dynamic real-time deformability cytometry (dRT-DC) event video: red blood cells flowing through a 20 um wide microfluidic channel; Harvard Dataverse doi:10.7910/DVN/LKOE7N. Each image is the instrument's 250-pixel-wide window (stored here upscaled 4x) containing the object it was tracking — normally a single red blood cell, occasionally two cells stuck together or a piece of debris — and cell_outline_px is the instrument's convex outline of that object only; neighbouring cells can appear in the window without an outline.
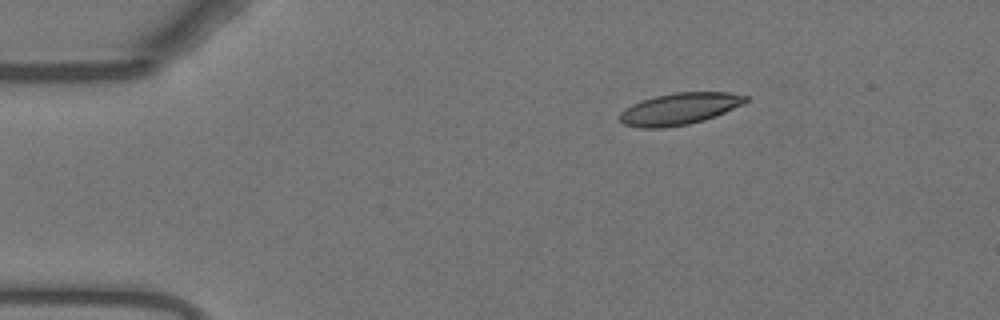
{"species": "Egyptian fruit bat (a non-hibernating species)", "species_latin": "Rousettus aegyptiacus", "temperature_condition": "warm", "stored_images_in_passage": 47, "camera_frame_rate_fps": 3000, "um_per_image_px": 0.085, "animal": {"sex": "female"}, "frame": {"image": 1, "passage_image": 1, "time_ms": 0.0, "image_size_px": [1000, 320], "cell_outline_px": [[748, 100], [744, 104], [716, 116], [704, 120], [688, 124], [664, 128], [640, 128], [624, 124], [616, 116], [624, 108], [640, 100], [656, 96], [676, 92], [728, 92], [748, 96]], "centroid_in_image_um": [57.73, 9.25], "position_along_channel_um": 27.3, "area_um2": 23.52}}
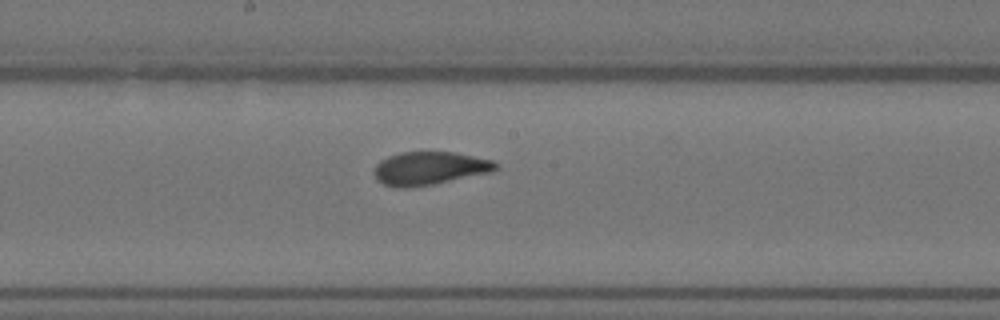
{"frame": {"image": 2, "passage_image": 21, "time_ms": 6.667, "image_size_px": [1000, 320], "cell_outline_px": [[500, 168], [492, 172], [436, 184], [408, 188], [396, 188], [384, 184], [376, 180], [372, 172], [376, 164], [380, 160], [388, 156], [400, 152], [456, 152], [496, 160], [500, 164]], "centroid_in_image_um": [36.55, 14.31], "position_along_channel_um": 211.7, "area_um2": 24.22}}
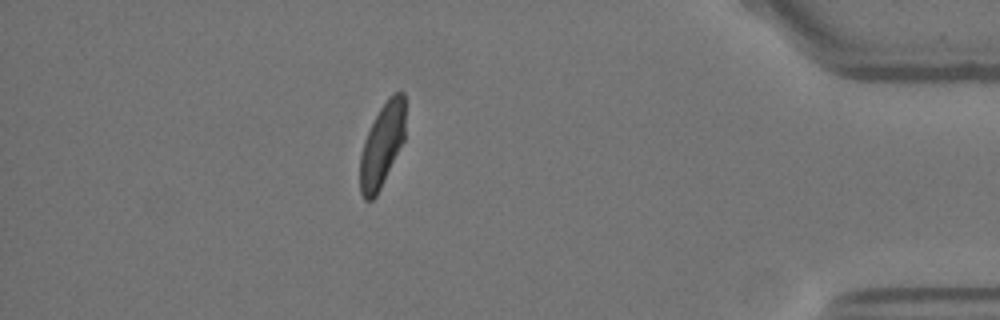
{"frame": {"image": 3, "passage_image": 40, "time_ms": 13.0, "image_size_px": [1000, 320], "cell_outline_px": [[404, 140], [376, 196], [372, 200], [364, 200], [360, 192], [360, 156], [364, 140], [380, 108], [388, 96], [392, 92], [404, 92]], "centroid_in_image_um": [32.46, 12.33], "position_along_channel_um": 402.7, "area_um2": 21.73}, "authors_computed_cell_mechanics": {"area_um2": 23.698, "velocity_mm_per_s": 3.7046, "shape_relaxation_time_tau1_ms": 9.5982, "shape_relaxation_time_tau2_ms": 0.9838, "deformation_change_tau1": 0.2515, "deformation_change_tau2": 0.0776}}